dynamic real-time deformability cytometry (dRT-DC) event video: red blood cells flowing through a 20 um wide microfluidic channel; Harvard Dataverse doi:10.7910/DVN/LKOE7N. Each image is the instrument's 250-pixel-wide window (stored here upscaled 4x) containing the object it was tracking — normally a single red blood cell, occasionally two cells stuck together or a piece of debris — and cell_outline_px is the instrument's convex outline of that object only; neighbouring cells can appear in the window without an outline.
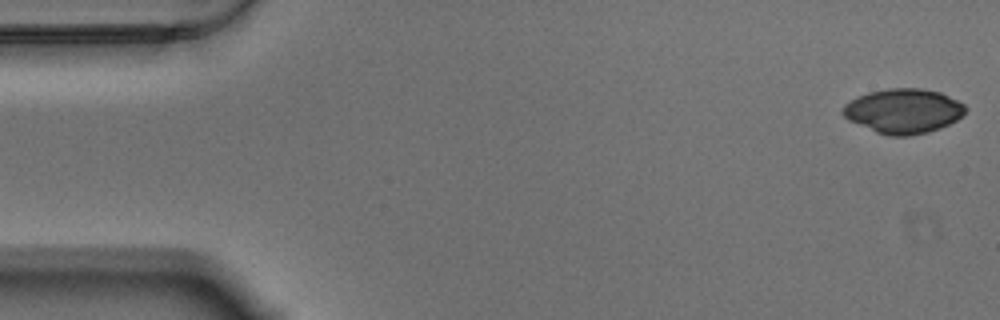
{"species": "Egyptian fruit bat (a non-hibernating species)", "species_latin": "Rousettus aegyptiacus", "temperature_condition": "warm", "stored_images_in_passage": 57, "camera_frame_rate_fps": 3000, "um_per_image_px": 0.085, "animal": {"sex": "male"}, "frame": {"image": 1, "passage_image": 1, "time_ms": 0.0, "image_size_px": [1000, 320], "cell_outline_px": [[968, 108], [956, 120], [940, 128], [928, 132], [908, 136], [888, 136], [876, 132], [848, 120], [840, 112], [844, 104], [856, 96], [868, 92], [888, 88], [920, 88], [940, 92], [964, 104]], "centroid_in_image_um": [76.75, 9.43], "position_along_channel_um": 8.3, "area_um2": 31.96}}
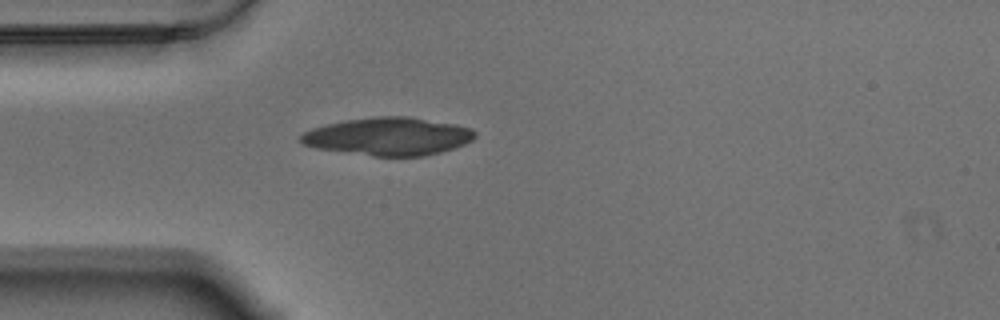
{"frame": {"image": 2, "passage_image": 15, "time_ms": 4.667, "image_size_px": [1000, 320], "cell_outline_px": [[476, 136], [472, 140], [464, 144], [440, 152], [424, 156], [372, 156], [316, 148], [304, 144], [300, 140], [300, 136], [304, 132], [312, 128], [344, 120], [376, 116], [408, 116], [452, 124], [472, 128], [476, 132]], "centroid_in_image_um": [33.01, 11.59], "position_along_channel_um": 52.0, "area_um2": 38.26}}
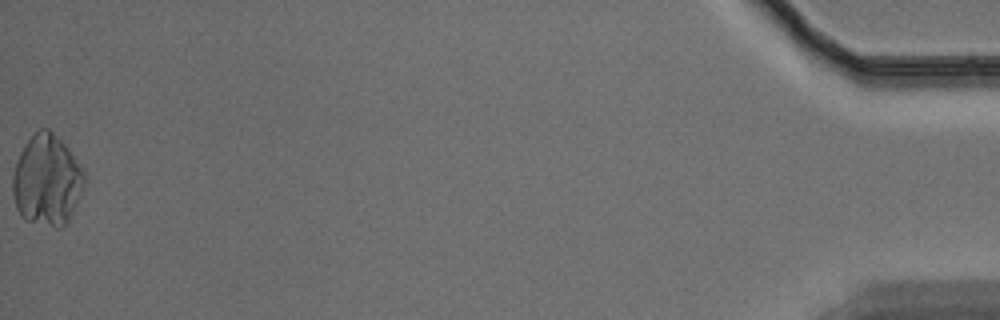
{"frame": {"image": 3, "passage_image": 57, "time_ms": 18.667, "image_size_px": [1000, 320], "cell_outline_px": [[84, 184], [80, 196], [68, 220], [60, 228], [56, 228], [24, 220], [20, 216], [16, 208], [12, 192], [12, 176], [16, 160], [24, 144], [40, 128], [48, 128], [68, 148], [84, 172]], "centroid_in_image_um": [3.95, 15.35], "position_along_channel_um": 431.2, "area_um2": 37.86}}